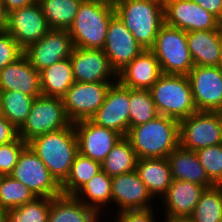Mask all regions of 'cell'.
<instances>
[{
    "mask_svg": "<svg viewBox=\"0 0 222 222\" xmlns=\"http://www.w3.org/2000/svg\"><path fill=\"white\" fill-rule=\"evenodd\" d=\"M126 137L138 159L167 158L179 146V121L164 115L131 127Z\"/></svg>",
    "mask_w": 222,
    "mask_h": 222,
    "instance_id": "6da1fadb",
    "label": "cell"
},
{
    "mask_svg": "<svg viewBox=\"0 0 222 222\" xmlns=\"http://www.w3.org/2000/svg\"><path fill=\"white\" fill-rule=\"evenodd\" d=\"M28 145L47 166L49 172L62 184L68 177L78 154L73 123L62 130L39 135L29 141Z\"/></svg>",
    "mask_w": 222,
    "mask_h": 222,
    "instance_id": "7a4b0ae2",
    "label": "cell"
},
{
    "mask_svg": "<svg viewBox=\"0 0 222 222\" xmlns=\"http://www.w3.org/2000/svg\"><path fill=\"white\" fill-rule=\"evenodd\" d=\"M115 14L144 48L151 49L164 24L163 0H118Z\"/></svg>",
    "mask_w": 222,
    "mask_h": 222,
    "instance_id": "3957f363",
    "label": "cell"
},
{
    "mask_svg": "<svg viewBox=\"0 0 222 222\" xmlns=\"http://www.w3.org/2000/svg\"><path fill=\"white\" fill-rule=\"evenodd\" d=\"M115 15L114 5L98 0H83L68 29L75 48L103 49L108 26Z\"/></svg>",
    "mask_w": 222,
    "mask_h": 222,
    "instance_id": "277c9868",
    "label": "cell"
},
{
    "mask_svg": "<svg viewBox=\"0 0 222 222\" xmlns=\"http://www.w3.org/2000/svg\"><path fill=\"white\" fill-rule=\"evenodd\" d=\"M149 91L159 115L180 122L197 112L187 75L162 74Z\"/></svg>",
    "mask_w": 222,
    "mask_h": 222,
    "instance_id": "5b68a950",
    "label": "cell"
},
{
    "mask_svg": "<svg viewBox=\"0 0 222 222\" xmlns=\"http://www.w3.org/2000/svg\"><path fill=\"white\" fill-rule=\"evenodd\" d=\"M150 50L159 61L162 74L188 75L194 67L187 45V32L181 29L164 23Z\"/></svg>",
    "mask_w": 222,
    "mask_h": 222,
    "instance_id": "8992f818",
    "label": "cell"
},
{
    "mask_svg": "<svg viewBox=\"0 0 222 222\" xmlns=\"http://www.w3.org/2000/svg\"><path fill=\"white\" fill-rule=\"evenodd\" d=\"M70 124L61 98L40 95L34 99L18 136L28 143L39 135L62 130Z\"/></svg>",
    "mask_w": 222,
    "mask_h": 222,
    "instance_id": "52a82bcc",
    "label": "cell"
},
{
    "mask_svg": "<svg viewBox=\"0 0 222 222\" xmlns=\"http://www.w3.org/2000/svg\"><path fill=\"white\" fill-rule=\"evenodd\" d=\"M10 176L28 187L36 197L53 198L63 194L61 184L29 145L21 152Z\"/></svg>",
    "mask_w": 222,
    "mask_h": 222,
    "instance_id": "ba28073f",
    "label": "cell"
},
{
    "mask_svg": "<svg viewBox=\"0 0 222 222\" xmlns=\"http://www.w3.org/2000/svg\"><path fill=\"white\" fill-rule=\"evenodd\" d=\"M222 143V124L216 112L197 111L179 122V146L196 151Z\"/></svg>",
    "mask_w": 222,
    "mask_h": 222,
    "instance_id": "9c48e42d",
    "label": "cell"
},
{
    "mask_svg": "<svg viewBox=\"0 0 222 222\" xmlns=\"http://www.w3.org/2000/svg\"><path fill=\"white\" fill-rule=\"evenodd\" d=\"M113 83L115 82H75L62 98L70 122L90 120L103 104Z\"/></svg>",
    "mask_w": 222,
    "mask_h": 222,
    "instance_id": "30bf717a",
    "label": "cell"
},
{
    "mask_svg": "<svg viewBox=\"0 0 222 222\" xmlns=\"http://www.w3.org/2000/svg\"><path fill=\"white\" fill-rule=\"evenodd\" d=\"M164 23L185 32L217 30L222 22L192 0H163Z\"/></svg>",
    "mask_w": 222,
    "mask_h": 222,
    "instance_id": "8fae6325",
    "label": "cell"
},
{
    "mask_svg": "<svg viewBox=\"0 0 222 222\" xmlns=\"http://www.w3.org/2000/svg\"><path fill=\"white\" fill-rule=\"evenodd\" d=\"M50 29L38 1L8 13L6 31L23 51Z\"/></svg>",
    "mask_w": 222,
    "mask_h": 222,
    "instance_id": "7c38bea8",
    "label": "cell"
},
{
    "mask_svg": "<svg viewBox=\"0 0 222 222\" xmlns=\"http://www.w3.org/2000/svg\"><path fill=\"white\" fill-rule=\"evenodd\" d=\"M130 88L119 81L113 83L106 98L90 119L96 125L119 133L122 137L129 131Z\"/></svg>",
    "mask_w": 222,
    "mask_h": 222,
    "instance_id": "4fadbf2b",
    "label": "cell"
},
{
    "mask_svg": "<svg viewBox=\"0 0 222 222\" xmlns=\"http://www.w3.org/2000/svg\"><path fill=\"white\" fill-rule=\"evenodd\" d=\"M103 52L109 58L111 67L118 74L131 63L144 48L115 14L109 23Z\"/></svg>",
    "mask_w": 222,
    "mask_h": 222,
    "instance_id": "5bb4252c",
    "label": "cell"
},
{
    "mask_svg": "<svg viewBox=\"0 0 222 222\" xmlns=\"http://www.w3.org/2000/svg\"><path fill=\"white\" fill-rule=\"evenodd\" d=\"M73 48L68 30L51 28L40 40L25 49L24 55L40 72L62 59L69 58Z\"/></svg>",
    "mask_w": 222,
    "mask_h": 222,
    "instance_id": "9a60e30c",
    "label": "cell"
},
{
    "mask_svg": "<svg viewBox=\"0 0 222 222\" xmlns=\"http://www.w3.org/2000/svg\"><path fill=\"white\" fill-rule=\"evenodd\" d=\"M197 111L215 112L222 104V73L218 66H194L187 75Z\"/></svg>",
    "mask_w": 222,
    "mask_h": 222,
    "instance_id": "2e32d148",
    "label": "cell"
},
{
    "mask_svg": "<svg viewBox=\"0 0 222 222\" xmlns=\"http://www.w3.org/2000/svg\"><path fill=\"white\" fill-rule=\"evenodd\" d=\"M112 208L119 213L126 210H142L153 208V197L136 171L111 177ZM116 205V207H113ZM112 212V213H111Z\"/></svg>",
    "mask_w": 222,
    "mask_h": 222,
    "instance_id": "e0dca14e",
    "label": "cell"
},
{
    "mask_svg": "<svg viewBox=\"0 0 222 222\" xmlns=\"http://www.w3.org/2000/svg\"><path fill=\"white\" fill-rule=\"evenodd\" d=\"M75 82H116L118 74L102 49L73 48L70 55Z\"/></svg>",
    "mask_w": 222,
    "mask_h": 222,
    "instance_id": "ac0fdd59",
    "label": "cell"
},
{
    "mask_svg": "<svg viewBox=\"0 0 222 222\" xmlns=\"http://www.w3.org/2000/svg\"><path fill=\"white\" fill-rule=\"evenodd\" d=\"M78 153L102 163L122 136L110 129L96 125L91 120L73 123Z\"/></svg>",
    "mask_w": 222,
    "mask_h": 222,
    "instance_id": "d6986e66",
    "label": "cell"
},
{
    "mask_svg": "<svg viewBox=\"0 0 222 222\" xmlns=\"http://www.w3.org/2000/svg\"><path fill=\"white\" fill-rule=\"evenodd\" d=\"M205 189L196 183L172 180L166 194L160 199L161 214L162 210L164 211L161 218L163 216L190 218Z\"/></svg>",
    "mask_w": 222,
    "mask_h": 222,
    "instance_id": "ffe728a7",
    "label": "cell"
},
{
    "mask_svg": "<svg viewBox=\"0 0 222 222\" xmlns=\"http://www.w3.org/2000/svg\"><path fill=\"white\" fill-rule=\"evenodd\" d=\"M0 91H18L36 98L42 95L40 72L23 54L0 71Z\"/></svg>",
    "mask_w": 222,
    "mask_h": 222,
    "instance_id": "44dd1931",
    "label": "cell"
},
{
    "mask_svg": "<svg viewBox=\"0 0 222 222\" xmlns=\"http://www.w3.org/2000/svg\"><path fill=\"white\" fill-rule=\"evenodd\" d=\"M162 75L159 61L150 49H144L120 73L118 81L127 88L149 90Z\"/></svg>",
    "mask_w": 222,
    "mask_h": 222,
    "instance_id": "7402d4cb",
    "label": "cell"
},
{
    "mask_svg": "<svg viewBox=\"0 0 222 222\" xmlns=\"http://www.w3.org/2000/svg\"><path fill=\"white\" fill-rule=\"evenodd\" d=\"M187 45L194 66H219L222 55V27L187 32Z\"/></svg>",
    "mask_w": 222,
    "mask_h": 222,
    "instance_id": "603a6c76",
    "label": "cell"
},
{
    "mask_svg": "<svg viewBox=\"0 0 222 222\" xmlns=\"http://www.w3.org/2000/svg\"><path fill=\"white\" fill-rule=\"evenodd\" d=\"M167 159L173 180L196 183L206 189L215 186L208 178L195 151L178 146L167 156Z\"/></svg>",
    "mask_w": 222,
    "mask_h": 222,
    "instance_id": "cb8c5ba5",
    "label": "cell"
},
{
    "mask_svg": "<svg viewBox=\"0 0 222 222\" xmlns=\"http://www.w3.org/2000/svg\"><path fill=\"white\" fill-rule=\"evenodd\" d=\"M135 171L145 183L150 195L159 203L172 183V174L167 158L138 159ZM158 196V197H157ZM159 198V199H158Z\"/></svg>",
    "mask_w": 222,
    "mask_h": 222,
    "instance_id": "d4e9b609",
    "label": "cell"
},
{
    "mask_svg": "<svg viewBox=\"0 0 222 222\" xmlns=\"http://www.w3.org/2000/svg\"><path fill=\"white\" fill-rule=\"evenodd\" d=\"M74 196L98 213L109 214L112 209L111 177L102 170L86 182Z\"/></svg>",
    "mask_w": 222,
    "mask_h": 222,
    "instance_id": "484cf974",
    "label": "cell"
},
{
    "mask_svg": "<svg viewBox=\"0 0 222 222\" xmlns=\"http://www.w3.org/2000/svg\"><path fill=\"white\" fill-rule=\"evenodd\" d=\"M41 93L44 96L63 98L75 83L70 58L62 59L40 71Z\"/></svg>",
    "mask_w": 222,
    "mask_h": 222,
    "instance_id": "4316f807",
    "label": "cell"
},
{
    "mask_svg": "<svg viewBox=\"0 0 222 222\" xmlns=\"http://www.w3.org/2000/svg\"><path fill=\"white\" fill-rule=\"evenodd\" d=\"M97 213L74 195L62 194L51 198L48 222H93Z\"/></svg>",
    "mask_w": 222,
    "mask_h": 222,
    "instance_id": "83f0119b",
    "label": "cell"
},
{
    "mask_svg": "<svg viewBox=\"0 0 222 222\" xmlns=\"http://www.w3.org/2000/svg\"><path fill=\"white\" fill-rule=\"evenodd\" d=\"M138 157L131 142L123 136L102 162V170L110 177L135 171Z\"/></svg>",
    "mask_w": 222,
    "mask_h": 222,
    "instance_id": "f1b7e54d",
    "label": "cell"
},
{
    "mask_svg": "<svg viewBox=\"0 0 222 222\" xmlns=\"http://www.w3.org/2000/svg\"><path fill=\"white\" fill-rule=\"evenodd\" d=\"M50 28L68 30L83 0H37Z\"/></svg>",
    "mask_w": 222,
    "mask_h": 222,
    "instance_id": "f546056e",
    "label": "cell"
},
{
    "mask_svg": "<svg viewBox=\"0 0 222 222\" xmlns=\"http://www.w3.org/2000/svg\"><path fill=\"white\" fill-rule=\"evenodd\" d=\"M34 99L18 91H0L1 115L18 131L26 121Z\"/></svg>",
    "mask_w": 222,
    "mask_h": 222,
    "instance_id": "4dcf8cb0",
    "label": "cell"
},
{
    "mask_svg": "<svg viewBox=\"0 0 222 222\" xmlns=\"http://www.w3.org/2000/svg\"><path fill=\"white\" fill-rule=\"evenodd\" d=\"M102 171V163L77 154L70 173L61 184L64 195H74L86 182Z\"/></svg>",
    "mask_w": 222,
    "mask_h": 222,
    "instance_id": "1f68e13d",
    "label": "cell"
},
{
    "mask_svg": "<svg viewBox=\"0 0 222 222\" xmlns=\"http://www.w3.org/2000/svg\"><path fill=\"white\" fill-rule=\"evenodd\" d=\"M190 218L193 222H220L222 219V186L205 189Z\"/></svg>",
    "mask_w": 222,
    "mask_h": 222,
    "instance_id": "d6a6232c",
    "label": "cell"
},
{
    "mask_svg": "<svg viewBox=\"0 0 222 222\" xmlns=\"http://www.w3.org/2000/svg\"><path fill=\"white\" fill-rule=\"evenodd\" d=\"M129 129L144 124L159 113L149 90L130 89Z\"/></svg>",
    "mask_w": 222,
    "mask_h": 222,
    "instance_id": "836d02e7",
    "label": "cell"
},
{
    "mask_svg": "<svg viewBox=\"0 0 222 222\" xmlns=\"http://www.w3.org/2000/svg\"><path fill=\"white\" fill-rule=\"evenodd\" d=\"M36 198L35 194L20 181L10 175L0 180V207L5 210L22 206Z\"/></svg>",
    "mask_w": 222,
    "mask_h": 222,
    "instance_id": "e575fe53",
    "label": "cell"
},
{
    "mask_svg": "<svg viewBox=\"0 0 222 222\" xmlns=\"http://www.w3.org/2000/svg\"><path fill=\"white\" fill-rule=\"evenodd\" d=\"M51 198L36 197L22 206L7 210V222H48Z\"/></svg>",
    "mask_w": 222,
    "mask_h": 222,
    "instance_id": "d590c367",
    "label": "cell"
},
{
    "mask_svg": "<svg viewBox=\"0 0 222 222\" xmlns=\"http://www.w3.org/2000/svg\"><path fill=\"white\" fill-rule=\"evenodd\" d=\"M195 152L210 181L215 186H222V143Z\"/></svg>",
    "mask_w": 222,
    "mask_h": 222,
    "instance_id": "8d00e7d4",
    "label": "cell"
},
{
    "mask_svg": "<svg viewBox=\"0 0 222 222\" xmlns=\"http://www.w3.org/2000/svg\"><path fill=\"white\" fill-rule=\"evenodd\" d=\"M27 145L28 143L19 136L10 143L0 145V174L2 176L12 173L21 152Z\"/></svg>",
    "mask_w": 222,
    "mask_h": 222,
    "instance_id": "74e56055",
    "label": "cell"
},
{
    "mask_svg": "<svg viewBox=\"0 0 222 222\" xmlns=\"http://www.w3.org/2000/svg\"><path fill=\"white\" fill-rule=\"evenodd\" d=\"M24 54L18 43L5 30L0 31V71Z\"/></svg>",
    "mask_w": 222,
    "mask_h": 222,
    "instance_id": "f35d334b",
    "label": "cell"
},
{
    "mask_svg": "<svg viewBox=\"0 0 222 222\" xmlns=\"http://www.w3.org/2000/svg\"><path fill=\"white\" fill-rule=\"evenodd\" d=\"M157 205L159 206V204H156L155 209L126 210L113 214L116 215L115 217L119 222H161V220L156 219L158 218V216L156 217L158 215L157 210L160 209Z\"/></svg>",
    "mask_w": 222,
    "mask_h": 222,
    "instance_id": "ab89813d",
    "label": "cell"
},
{
    "mask_svg": "<svg viewBox=\"0 0 222 222\" xmlns=\"http://www.w3.org/2000/svg\"><path fill=\"white\" fill-rule=\"evenodd\" d=\"M17 137V129L3 115H0V145L10 143Z\"/></svg>",
    "mask_w": 222,
    "mask_h": 222,
    "instance_id": "60d3db41",
    "label": "cell"
},
{
    "mask_svg": "<svg viewBox=\"0 0 222 222\" xmlns=\"http://www.w3.org/2000/svg\"><path fill=\"white\" fill-rule=\"evenodd\" d=\"M222 22V0H192Z\"/></svg>",
    "mask_w": 222,
    "mask_h": 222,
    "instance_id": "b9f144b4",
    "label": "cell"
},
{
    "mask_svg": "<svg viewBox=\"0 0 222 222\" xmlns=\"http://www.w3.org/2000/svg\"><path fill=\"white\" fill-rule=\"evenodd\" d=\"M1 2L4 5L6 12L9 13L12 10L31 5L37 2V0H1Z\"/></svg>",
    "mask_w": 222,
    "mask_h": 222,
    "instance_id": "7bdbcfd3",
    "label": "cell"
},
{
    "mask_svg": "<svg viewBox=\"0 0 222 222\" xmlns=\"http://www.w3.org/2000/svg\"><path fill=\"white\" fill-rule=\"evenodd\" d=\"M7 17L8 13L6 12L4 5L0 1V31H5L7 27Z\"/></svg>",
    "mask_w": 222,
    "mask_h": 222,
    "instance_id": "ee69618b",
    "label": "cell"
},
{
    "mask_svg": "<svg viewBox=\"0 0 222 222\" xmlns=\"http://www.w3.org/2000/svg\"><path fill=\"white\" fill-rule=\"evenodd\" d=\"M104 215H105V217H107V218H109L108 220L111 222L112 220H110L111 218L110 217H112V219H113V216H114V222H119L118 221V219L115 217V215H107V213H97L96 214V216L93 218V222H108V220L107 221H105V219L103 218L104 217ZM107 215V216H106ZM102 218V219H101ZM103 220V221H102Z\"/></svg>",
    "mask_w": 222,
    "mask_h": 222,
    "instance_id": "f6af8a7d",
    "label": "cell"
},
{
    "mask_svg": "<svg viewBox=\"0 0 222 222\" xmlns=\"http://www.w3.org/2000/svg\"><path fill=\"white\" fill-rule=\"evenodd\" d=\"M161 222H193V221L191 220V218L164 216V220H161Z\"/></svg>",
    "mask_w": 222,
    "mask_h": 222,
    "instance_id": "bcb514c9",
    "label": "cell"
},
{
    "mask_svg": "<svg viewBox=\"0 0 222 222\" xmlns=\"http://www.w3.org/2000/svg\"><path fill=\"white\" fill-rule=\"evenodd\" d=\"M0 222H7V210L0 207Z\"/></svg>",
    "mask_w": 222,
    "mask_h": 222,
    "instance_id": "7dc6e473",
    "label": "cell"
},
{
    "mask_svg": "<svg viewBox=\"0 0 222 222\" xmlns=\"http://www.w3.org/2000/svg\"><path fill=\"white\" fill-rule=\"evenodd\" d=\"M215 112L218 114L221 124H222V104Z\"/></svg>",
    "mask_w": 222,
    "mask_h": 222,
    "instance_id": "c3c4849f",
    "label": "cell"
},
{
    "mask_svg": "<svg viewBox=\"0 0 222 222\" xmlns=\"http://www.w3.org/2000/svg\"><path fill=\"white\" fill-rule=\"evenodd\" d=\"M98 1H103V2H106V3H110L112 5H115L118 0H98Z\"/></svg>",
    "mask_w": 222,
    "mask_h": 222,
    "instance_id": "681fc988",
    "label": "cell"
},
{
    "mask_svg": "<svg viewBox=\"0 0 222 222\" xmlns=\"http://www.w3.org/2000/svg\"><path fill=\"white\" fill-rule=\"evenodd\" d=\"M219 69H220V71H221V73H222V55H221V60H220V63H219Z\"/></svg>",
    "mask_w": 222,
    "mask_h": 222,
    "instance_id": "f907efd6",
    "label": "cell"
}]
</instances>
